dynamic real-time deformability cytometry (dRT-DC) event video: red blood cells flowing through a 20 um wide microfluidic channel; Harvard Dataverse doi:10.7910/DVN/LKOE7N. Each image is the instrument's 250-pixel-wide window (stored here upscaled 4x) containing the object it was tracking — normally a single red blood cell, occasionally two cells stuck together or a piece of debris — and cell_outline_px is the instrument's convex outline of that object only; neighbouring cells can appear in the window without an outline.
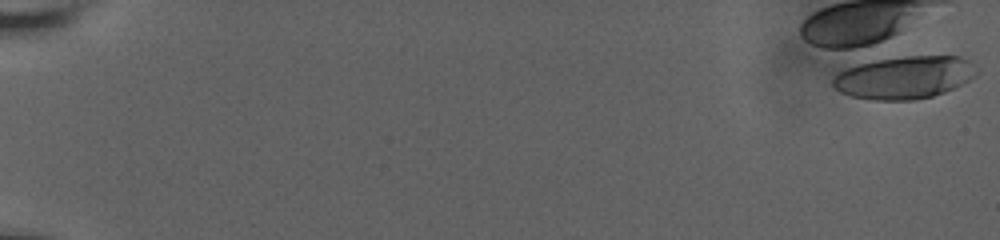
{"species": "human", "species_latin": "Homo sapiens", "temperature_condition": "room temperature", "stored_images_in_passage": 1, "camera_frame_rate_fps": 3000, "um_per_image_px": 0.085, "donor": {"sex": "male"}, "frame": {"image": 1, "passage_image": 1, "time_ms": 0.0, "image_size_px": [1000, 240], "cell_outline_px": [[976, 76], [944, 92], [932, 96], [916, 100], [872, 100], [852, 96], [840, 92], [832, 84], [832, 80], [840, 72], [848, 68], [868, 60], [904, 56], [960, 56], [968, 60], [976, 72]], "centroid_in_image_um": [76.84, 6.58], "position_along_channel_um": 8.2, "area_um2": 35.49}}